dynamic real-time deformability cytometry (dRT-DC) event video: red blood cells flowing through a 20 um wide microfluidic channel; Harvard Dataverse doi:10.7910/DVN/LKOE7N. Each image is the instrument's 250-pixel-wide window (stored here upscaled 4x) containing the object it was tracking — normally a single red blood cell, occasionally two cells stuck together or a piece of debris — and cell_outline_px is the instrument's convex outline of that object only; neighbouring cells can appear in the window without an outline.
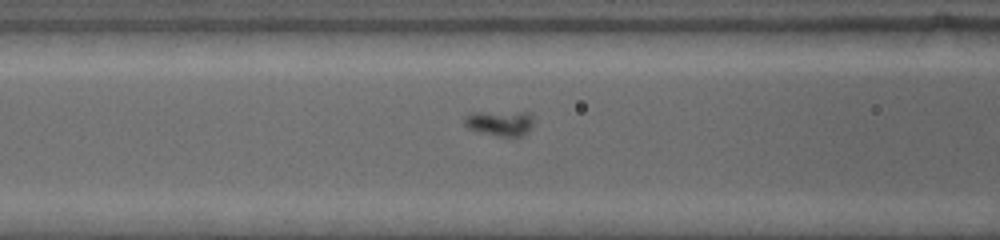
{"species": "common noctule bat (a hibernating species)", "species_latin": "Nyctalus noctula", "temperature_condition": "warm", "stored_images_in_passage": 19, "camera_frame_rate_fps": 5000, "um_per_image_px": 0.085, "animal": {"sex": "female", "body_mass_g": 19.0, "forearm_length_mm": 53.3}, "frame": {"image": 1, "passage_image": 11, "time_ms": 2.6, "image_size_px": [1000, 240], "cell_outline_px": [[532, 124], [528, 132], [520, 136], [496, 136], [480, 132], [468, 128], [464, 124], [464, 120], [472, 112], [528, 112], [532, 116]], "centroid_in_image_um": [42.5, 10.46], "position_along_channel_um": 124.1, "area_um2": 10.12}}
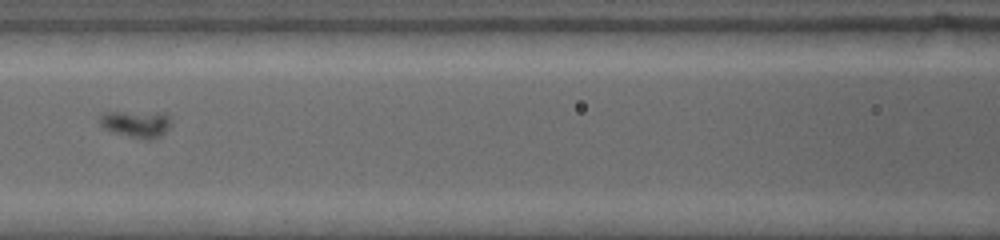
{"frame": {"image": 2, "passage_image": 14, "time_ms": 3.4, "image_size_px": [1000, 240], "cell_outline_px": [[172, 120], [168, 128], [160, 136], [148, 140], [144, 140], [116, 132], [104, 128], [100, 124], [100, 112], [168, 112]], "centroid_in_image_um": [11.63, 10.5], "position_along_channel_um": 155.0, "area_um2": 11.27}}
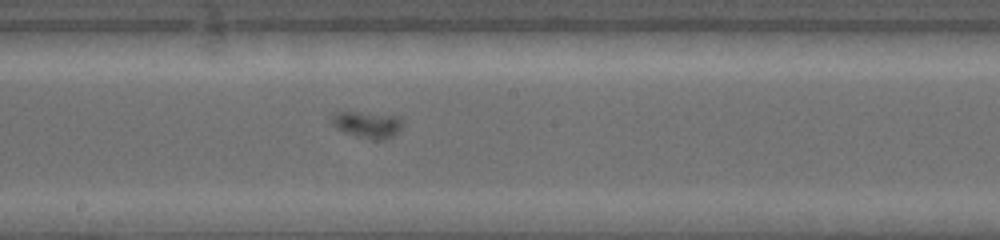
{"frame": {"image": 3, "passage_image": 19, "time_ms": 5.0, "image_size_px": [1000, 240], "cell_outline_px": [[404, 120], [400, 128], [392, 136], [380, 140], [376, 140], [344, 132], [336, 128], [332, 124], [332, 116], [336, 112], [360, 112], [400, 116]], "centroid_in_image_um": [31.24, 10.57], "position_along_channel_um": 217.0, "area_um2": 10.75}}